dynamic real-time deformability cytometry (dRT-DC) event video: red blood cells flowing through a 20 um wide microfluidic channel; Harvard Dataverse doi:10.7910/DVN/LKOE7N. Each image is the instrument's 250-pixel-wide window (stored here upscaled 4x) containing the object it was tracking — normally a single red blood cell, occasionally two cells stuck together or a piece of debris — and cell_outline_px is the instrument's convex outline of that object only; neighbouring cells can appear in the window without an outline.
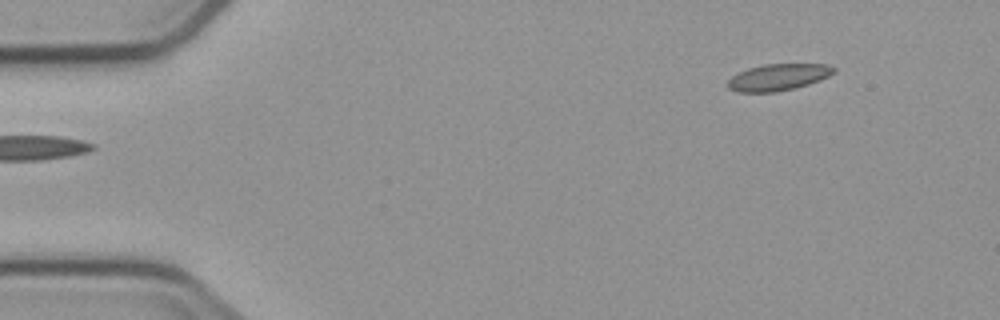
{"species": "common noctule bat (a hibernating species)", "species_latin": "Nyctalus noctula", "temperature_condition": "cold", "stored_images_in_passage": 5, "camera_frame_rate_fps": 3000, "um_per_image_px": 0.085, "animal": {"sex": "male", "body_mass_g": 23.1, "forearm_length_mm": 52.7}, "frame": {"image": 1, "passage_image": 5, "time_ms": 4.667, "image_size_px": [1000, 320], "cell_outline_px": [[836, 72], [820, 80], [796, 88], [776, 92], [736, 92], [728, 88], [728, 80], [732, 76], [748, 68], [764, 64], [828, 64], [836, 68]], "centroid_in_image_um": [66.16, 6.56], "position_along_channel_um": 18.8, "area_um2": 16.53}}